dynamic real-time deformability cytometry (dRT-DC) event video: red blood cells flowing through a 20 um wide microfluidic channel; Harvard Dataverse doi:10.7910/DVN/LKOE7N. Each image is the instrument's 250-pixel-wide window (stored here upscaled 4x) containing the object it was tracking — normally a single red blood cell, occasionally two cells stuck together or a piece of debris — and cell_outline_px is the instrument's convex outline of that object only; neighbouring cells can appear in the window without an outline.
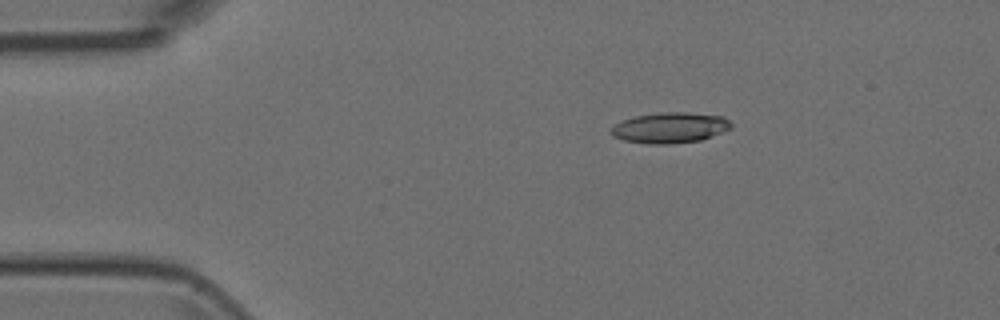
{"species": "Egyptian fruit bat (a non-hibernating species)", "species_latin": "Rousettus aegyptiacus", "temperature_condition": "room temperature", "stored_images_in_passage": 2, "camera_frame_rate_fps": 3000, "um_per_image_px": 0.085, "animal": {"sex": "female"}, "frame": {"image": 1, "passage_image": 1, "time_ms": 0.0, "image_size_px": [1000, 320], "cell_outline_px": [[732, 128], [700, 140], [668, 144], [652, 144], [624, 140], [612, 136], [612, 128], [616, 124], [624, 120], [636, 116], [664, 112], [688, 112], [724, 116], [732, 124]], "centroid_in_image_um": [56.99, 10.85], "position_along_channel_um": 28.0, "area_um2": 21.15}}